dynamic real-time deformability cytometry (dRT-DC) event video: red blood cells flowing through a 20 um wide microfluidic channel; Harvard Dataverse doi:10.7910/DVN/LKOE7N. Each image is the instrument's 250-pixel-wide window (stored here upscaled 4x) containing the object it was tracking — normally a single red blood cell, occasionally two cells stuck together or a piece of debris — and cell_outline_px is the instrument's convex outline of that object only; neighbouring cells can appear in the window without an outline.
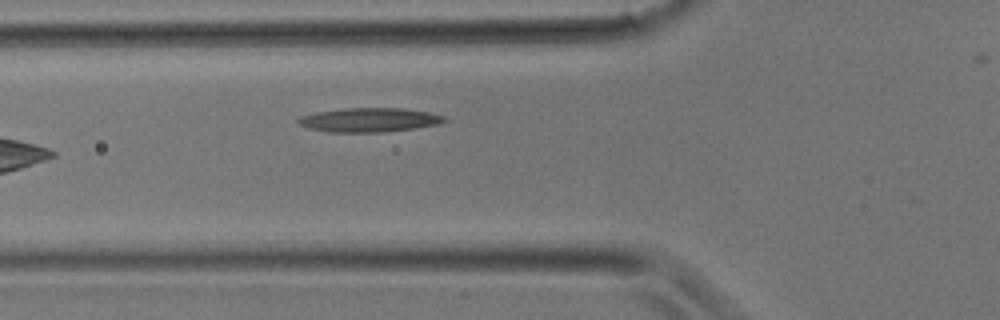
{"species": "common noctule bat (a hibernating species)", "species_latin": "Nyctalus noctula", "temperature_condition": "room temperature", "stored_images_in_passage": 3, "camera_frame_rate_fps": 3000, "um_per_image_px": 0.085, "animal": {"sex": "male", "body_mass_g": 17.9}, "frame": {"image": 1, "passage_image": 3, "time_ms": 0.667, "image_size_px": [1000, 320], "cell_outline_px": [[448, 120], [440, 124], [384, 132], [328, 132], [312, 128], [300, 124], [296, 120], [300, 116], [316, 112], [344, 108], [400, 108], [428, 112], [444, 116]], "centroid_in_image_um": [31.4, 10.19], "position_along_channel_um": 94.4, "area_um2": 20.35}}